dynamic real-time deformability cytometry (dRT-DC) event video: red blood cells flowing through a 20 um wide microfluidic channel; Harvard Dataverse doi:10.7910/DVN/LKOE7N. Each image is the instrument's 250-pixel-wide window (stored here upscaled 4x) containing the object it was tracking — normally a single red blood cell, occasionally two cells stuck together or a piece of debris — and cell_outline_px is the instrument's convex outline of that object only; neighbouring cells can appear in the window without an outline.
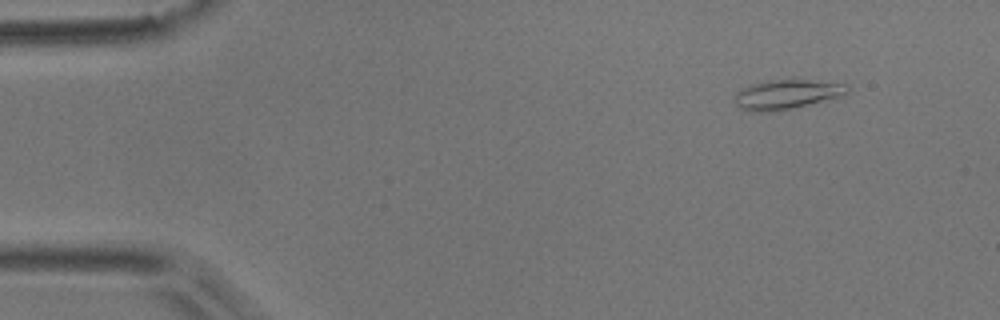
{"species": "common noctule bat (a hibernating species)", "species_latin": "Nyctalus noctula", "temperature_condition": "room temperature", "stored_images_in_passage": 3, "camera_frame_rate_fps": 3000, "um_per_image_px": 0.085, "animal": {"sex": "male", "body_mass_g": 17.9}, "frame": {"image": 1, "passage_image": 1, "time_ms": 0.0, "image_size_px": [1000, 320], "cell_outline_px": [[848, 92], [840, 96], [792, 108], [768, 112], [752, 112], [740, 108], [736, 104], [736, 92], [752, 84], [780, 80], [804, 80], [848, 84]], "centroid_in_image_um": [66.86, 8.04], "position_along_channel_um": 18.1, "area_um2": 18.73}}